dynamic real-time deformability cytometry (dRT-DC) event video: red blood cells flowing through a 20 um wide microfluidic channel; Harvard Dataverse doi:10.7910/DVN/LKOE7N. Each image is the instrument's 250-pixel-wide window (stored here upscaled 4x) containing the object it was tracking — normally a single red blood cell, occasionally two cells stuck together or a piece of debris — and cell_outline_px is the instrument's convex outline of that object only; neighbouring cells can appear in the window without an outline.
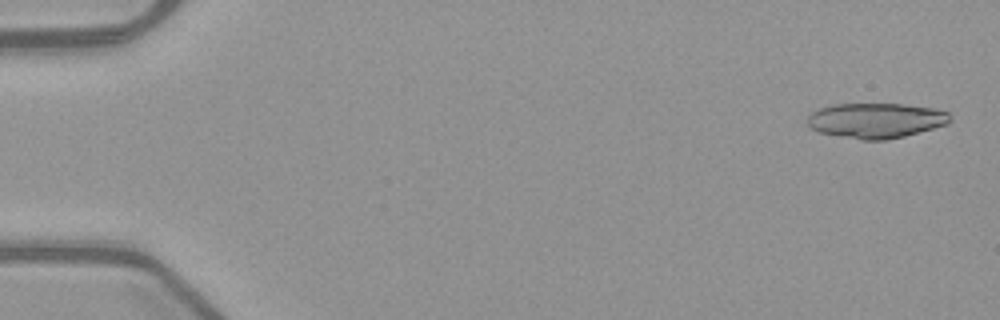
{"species": "common noctule bat (a hibernating species)", "species_latin": "Nyctalus noctula", "temperature_condition": "warm", "stored_images_in_passage": 19, "camera_frame_rate_fps": 3000, "um_per_image_px": 0.085, "animal": {"sex": "female", "body_mass_g": 21.9}, "frame": {"image": 1, "passage_image": 2, "time_ms": 0.333, "image_size_px": [1000, 320], "cell_outline_px": [[952, 120], [948, 124], [904, 136], [884, 140], [860, 140], [820, 132], [812, 128], [808, 124], [808, 116], [812, 112], [820, 108], [832, 104], [900, 104], [932, 108], [948, 112]], "centroid_in_image_um": [74.46, 10.24], "position_along_channel_um": 10.5, "area_um2": 29.02}}
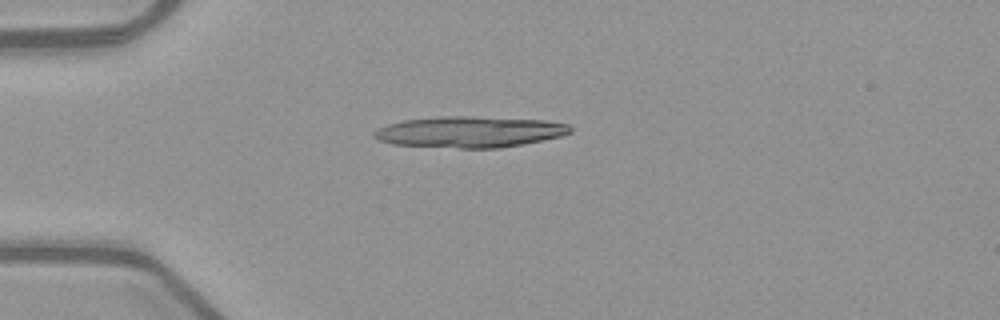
{"frame": {"image": 2, "passage_image": 14, "time_ms": 4.333, "image_size_px": [1000, 320], "cell_outline_px": [[572, 132], [560, 136], [524, 144], [500, 148], [460, 148], [392, 144], [376, 140], [372, 136], [372, 132], [388, 124], [404, 120], [436, 116], [464, 116], [544, 120], [568, 124], [572, 128]], "centroid_in_image_um": [39.89, 11.21], "position_along_channel_um": 45.1, "area_um2": 35.6}}